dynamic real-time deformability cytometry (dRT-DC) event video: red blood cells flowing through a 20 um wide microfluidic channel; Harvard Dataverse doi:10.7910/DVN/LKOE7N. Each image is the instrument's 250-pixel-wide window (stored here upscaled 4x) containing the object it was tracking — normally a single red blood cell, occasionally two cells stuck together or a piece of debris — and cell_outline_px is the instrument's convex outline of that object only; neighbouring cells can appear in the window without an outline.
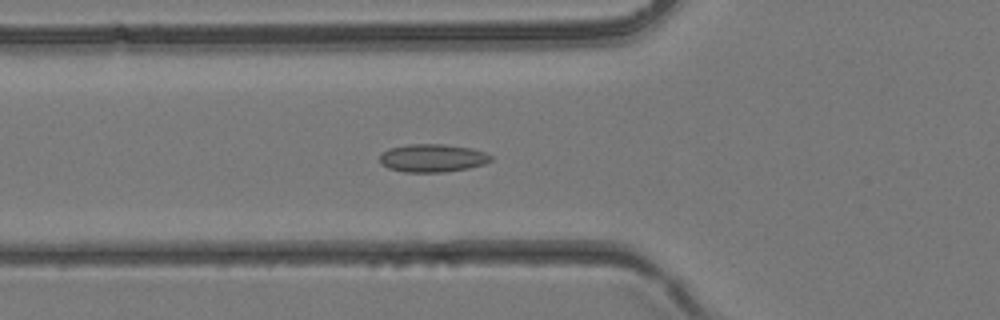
{"species": "common noctule bat (a hibernating species)", "species_latin": "Nyctalus noctula", "temperature_condition": "room temperature", "stored_images_in_passage": 38, "camera_frame_rate_fps": 3000, "um_per_image_px": 0.085, "animal": {"sex": "female", "body_mass_g": 24.6, "forearm_length_mm": 56.2}, "frame": {"image": 1, "passage_image": 14, "time_ms": 4.333, "image_size_px": [1000, 320], "cell_outline_px": [[492, 160], [484, 164], [468, 168], [444, 172], [404, 172], [388, 168], [380, 164], [380, 152], [388, 148], [408, 144], [444, 144], [472, 148], [484, 152], [492, 156]], "centroid_in_image_um": [36.73, 13.43], "position_along_channel_um": 89.1, "area_um2": 18.32}}
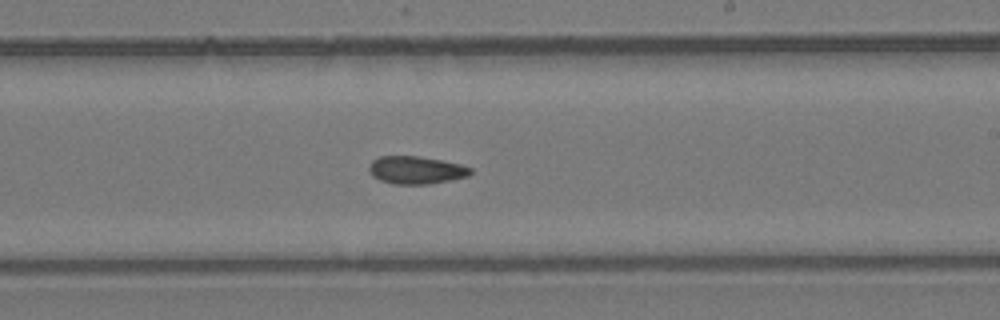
{"frame": {"image": 2, "passage_image": 23, "time_ms": 7.333, "image_size_px": [1000, 320], "cell_outline_px": [[472, 172], [468, 176], [452, 180], [428, 184], [392, 184], [380, 180], [372, 176], [368, 168], [372, 160], [380, 156], [420, 156], [460, 164], [472, 168]], "centroid_in_image_um": [35.36, 14.46], "position_along_channel_um": 253.6, "area_um2": 16.47}}
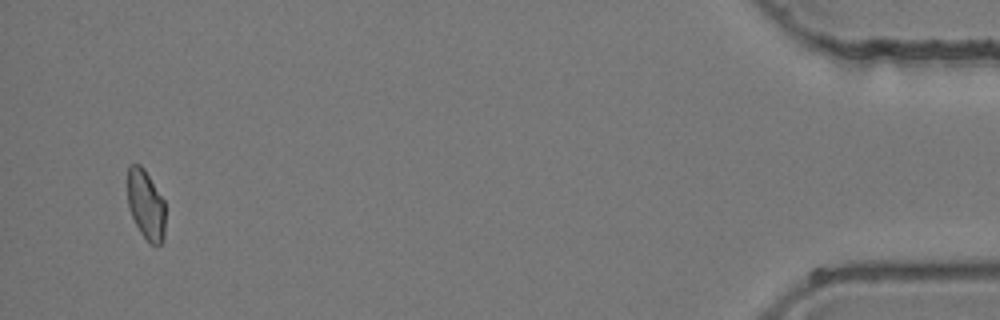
{"frame": {"image": 3, "passage_image": 37, "time_ms": 12.0, "image_size_px": [1000, 320], "cell_outline_px": [[164, 240], [156, 248], [140, 232], [132, 216], [128, 204], [128, 164], [140, 164], [144, 168], [164, 200]], "centroid_in_image_um": [12.4, 17.4], "position_along_channel_um": 422.8, "area_um2": 15.26}}